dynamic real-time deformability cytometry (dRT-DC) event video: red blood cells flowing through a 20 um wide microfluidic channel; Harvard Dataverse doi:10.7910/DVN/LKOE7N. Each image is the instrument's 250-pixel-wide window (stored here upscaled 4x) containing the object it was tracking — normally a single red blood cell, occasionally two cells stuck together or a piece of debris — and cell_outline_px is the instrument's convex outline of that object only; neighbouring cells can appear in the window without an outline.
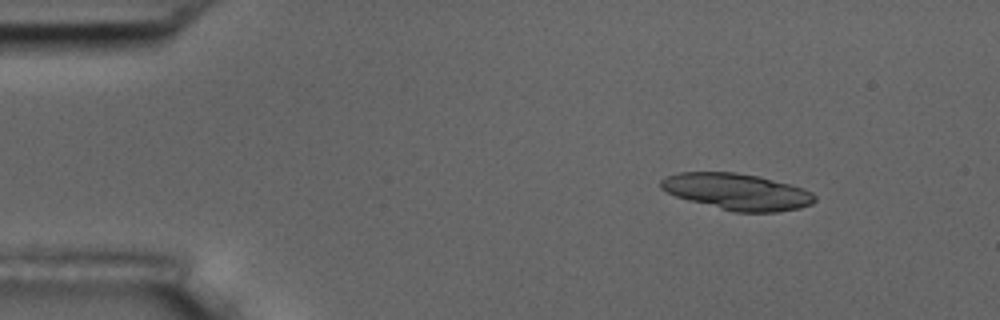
{"species": "common noctule bat (a hibernating species)", "species_latin": "Nyctalus noctula", "temperature_condition": "room temperature", "stored_images_in_passage": 8, "segment_of_instrument_passage": [1, 2], "camera_frame_rate_fps": 3000, "um_per_image_px": 0.085, "animal": {"sex": "male", "body_mass_g": 17.5, "forearm_length_mm": 52.3}, "frame": {"image": 1, "passage_image": 2, "time_ms": 0.333, "image_size_px": [1000, 320], "cell_outline_px": [[816, 200], [812, 204], [800, 208], [776, 212], [736, 212], [688, 200], [676, 196], [660, 188], [660, 180], [664, 176], [680, 172], [736, 172], [760, 176], [792, 184], [804, 188], [812, 192], [816, 196]], "centroid_in_image_um": [62.68, 16.28], "position_along_channel_um": 22.3, "area_um2": 32.83}}